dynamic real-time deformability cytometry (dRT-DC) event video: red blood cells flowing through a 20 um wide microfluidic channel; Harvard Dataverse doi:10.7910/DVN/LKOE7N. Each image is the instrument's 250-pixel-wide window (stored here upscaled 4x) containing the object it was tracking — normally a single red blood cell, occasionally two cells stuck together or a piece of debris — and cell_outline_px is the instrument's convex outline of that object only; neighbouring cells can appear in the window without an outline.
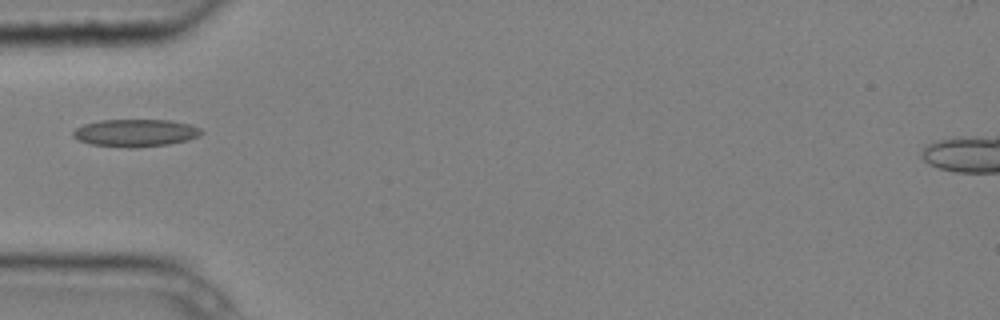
{"species": "common noctule bat (a hibernating species)", "species_latin": "Nyctalus noctula", "temperature_condition": "cold", "stored_images_in_passage": 8, "camera_frame_rate_fps": 3000, "um_per_image_px": 0.085, "animal": {"sex": "male", "body_mass_g": 20.4}, "frame": {"image": 1, "passage_image": 2, "time_ms": 0.333, "image_size_px": [1000, 320], "cell_outline_px": [[204, 132], [200, 136], [188, 140], [168, 144], [136, 148], [128, 148], [88, 144], [72, 136], [72, 132], [76, 128], [84, 124], [100, 120], [172, 120], [192, 124], [200, 128]], "centroid_in_image_um": [11.54, 11.3], "position_along_channel_um": 73.5, "area_um2": 20.81}}
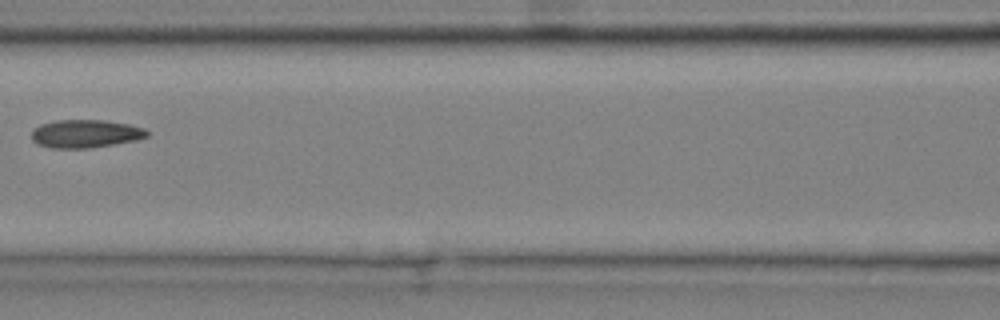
{"frame": {"image": 2, "passage_image": 4, "time_ms": 1.0, "image_size_px": [1000, 320], "cell_outline_px": [[148, 136], [136, 140], [92, 148], [52, 148], [36, 144], [32, 140], [32, 132], [40, 124], [56, 120], [104, 120], [128, 124], [144, 128], [148, 132]], "centroid_in_image_um": [7.26, 11.37], "position_along_channel_um": 159.3, "area_um2": 18.9}}
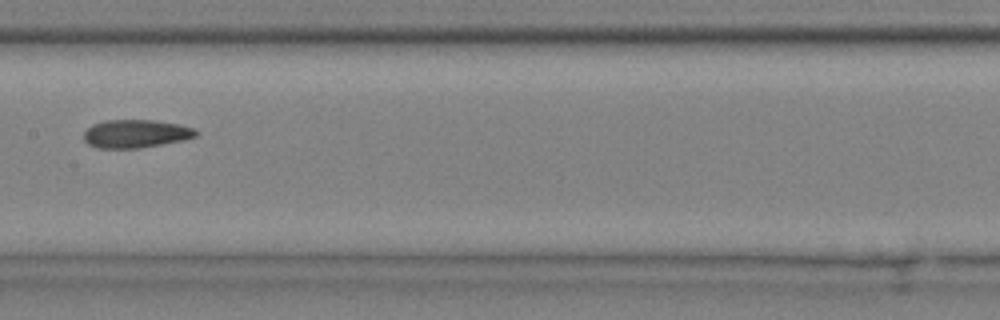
{"frame": {"image": 3, "passage_image": 5, "time_ms": 1.333, "image_size_px": [1000, 320], "cell_outline_px": [[200, 132], [196, 136], [184, 140], [140, 148], [96, 148], [88, 144], [84, 140], [84, 132], [92, 124], [104, 120], [156, 120], [180, 124], [192, 128]], "centroid_in_image_um": [11.54, 11.36], "position_along_channel_um": 195.9, "area_um2": 18.55}}